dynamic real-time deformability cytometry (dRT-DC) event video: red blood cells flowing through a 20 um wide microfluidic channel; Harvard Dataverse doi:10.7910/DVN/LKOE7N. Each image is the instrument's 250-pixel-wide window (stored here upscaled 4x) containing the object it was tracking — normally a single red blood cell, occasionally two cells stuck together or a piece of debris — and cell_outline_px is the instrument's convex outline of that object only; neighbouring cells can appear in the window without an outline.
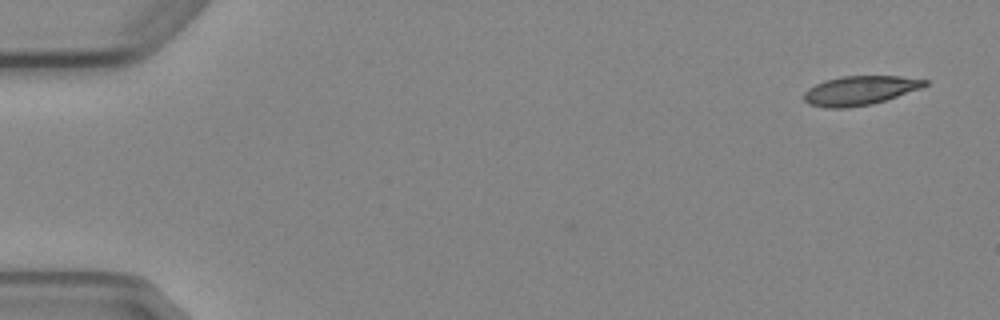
{"species": "Egyptian fruit bat (a non-hibernating species)", "species_latin": "Rousettus aegyptiacus", "temperature_condition": "cold", "stored_images_in_passage": 5, "segment_of_instrument_passage": [1, 2], "camera_frame_rate_fps": 3000, "um_per_image_px": 0.085, "animal": {"sex": "female"}, "frame": {"image": 1, "passage_image": 1, "time_ms": 0.0, "image_size_px": [1000, 320], "cell_outline_px": [[928, 84], [920, 88], [872, 104], [848, 108], [824, 108], [808, 104], [804, 100], [804, 92], [808, 88], [824, 80], [840, 76], [900, 76], [928, 80]], "centroid_in_image_um": [73.04, 7.69], "position_along_channel_um": 12.0, "area_um2": 20.52}}
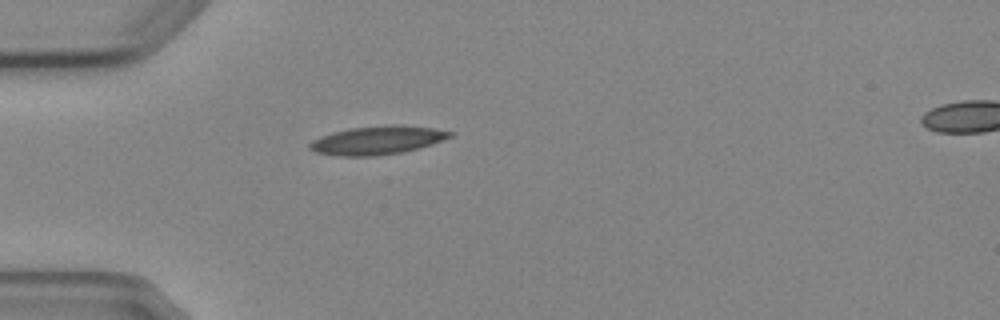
{"frame": {"image": 2, "passage_image": 4, "time_ms": 4.333, "image_size_px": [1000, 320], "cell_outline_px": [[452, 136], [432, 144], [420, 148], [400, 152], [376, 156], [340, 156], [316, 152], [308, 148], [308, 144], [312, 140], [320, 136], [332, 132], [352, 128], [392, 124], [396, 124], [432, 128], [452, 132]], "centroid_in_image_um": [32.04, 11.92], "position_along_channel_um": 53.0, "area_um2": 23.18}}